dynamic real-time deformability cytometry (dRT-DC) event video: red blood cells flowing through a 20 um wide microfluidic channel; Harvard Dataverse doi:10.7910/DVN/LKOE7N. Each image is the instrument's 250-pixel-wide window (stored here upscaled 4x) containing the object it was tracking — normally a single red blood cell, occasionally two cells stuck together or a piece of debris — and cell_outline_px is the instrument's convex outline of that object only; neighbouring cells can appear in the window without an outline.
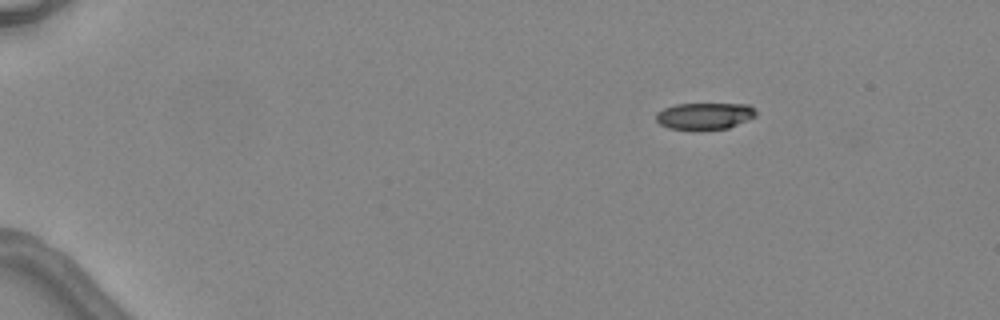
{"species": "common noctule bat (a hibernating species)", "species_latin": "Nyctalus noctula", "temperature_condition": "warm", "stored_images_in_passage": 2, "camera_frame_rate_fps": 3000, "um_per_image_px": 0.085, "animal": {"sex": "female", "body_mass_g": 24.6, "forearm_length_mm": 56.2}, "frame": {"image": 1, "passage_image": 2, "time_ms": 2.0, "image_size_px": [1000, 320], "cell_outline_px": [[756, 116], [748, 120], [728, 128], [692, 132], [668, 128], [660, 124], [656, 120], [656, 112], [664, 108], [676, 104], [748, 104], [756, 112]], "centroid_in_image_um": [59.85, 9.89], "position_along_channel_um": 25.2, "area_um2": 16.01}}